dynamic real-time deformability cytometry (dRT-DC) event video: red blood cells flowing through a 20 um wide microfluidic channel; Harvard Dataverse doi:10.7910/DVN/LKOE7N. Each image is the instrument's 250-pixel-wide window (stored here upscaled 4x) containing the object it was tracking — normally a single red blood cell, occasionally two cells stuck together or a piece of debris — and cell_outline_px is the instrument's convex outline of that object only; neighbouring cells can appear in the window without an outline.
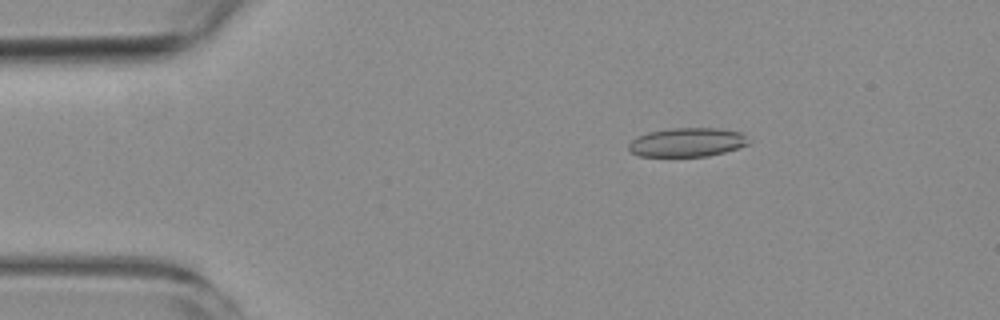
{"species": "common noctule bat (a hibernating species)", "species_latin": "Nyctalus noctula", "temperature_condition": "room temperature", "stored_images_in_passage": 5, "segment_of_instrument_passage": [1, 2], "camera_frame_rate_fps": 3000, "um_per_image_px": 0.085, "animal": {"sex": "female", "body_mass_g": 19.3, "forearm_length_mm": 54.1}, "frame": {"image": 1, "passage_image": 2, "time_ms": 1.0, "image_size_px": [1000, 320], "cell_outline_px": [[748, 144], [724, 152], [708, 156], [640, 156], [632, 152], [628, 148], [628, 144], [636, 136], [648, 132], [668, 128], [716, 128], [740, 132], [744, 136]], "centroid_in_image_um": [58.34, 12.09], "position_along_channel_um": 26.7, "area_um2": 20.0}}
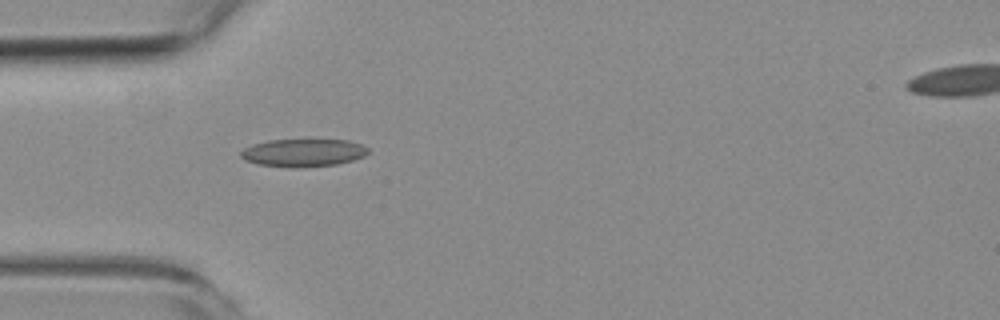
{"frame": {"image": 2, "passage_image": 4, "time_ms": 3.333, "image_size_px": [1000, 320], "cell_outline_px": [[368, 152], [364, 156], [352, 160], [336, 164], [300, 168], [288, 168], [256, 164], [240, 156], [240, 152], [244, 148], [252, 144], [268, 140], [348, 140], [360, 144], [368, 148]], "centroid_in_image_um": [25.75, 12.99], "position_along_channel_um": 59.3, "area_um2": 20.63}}